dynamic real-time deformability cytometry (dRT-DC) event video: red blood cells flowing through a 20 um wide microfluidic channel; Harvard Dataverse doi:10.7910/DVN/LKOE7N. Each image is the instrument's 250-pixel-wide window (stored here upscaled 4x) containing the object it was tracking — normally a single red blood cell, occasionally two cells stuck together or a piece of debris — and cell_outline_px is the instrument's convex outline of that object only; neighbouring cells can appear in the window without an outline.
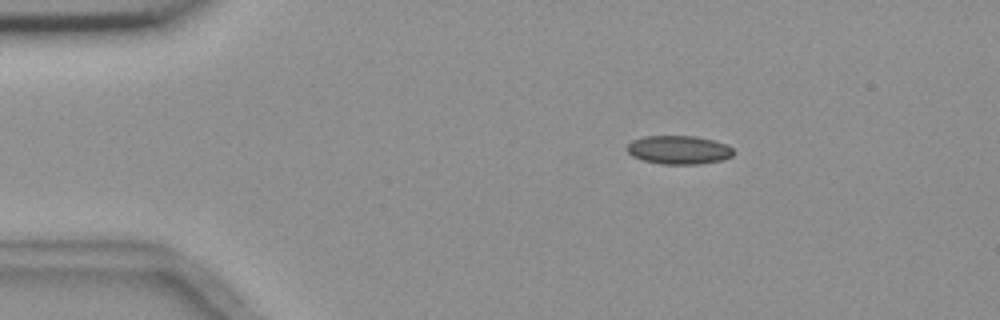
{"species": "common noctule bat (a hibernating species)", "species_latin": "Nyctalus noctula", "temperature_condition": "room temperature", "stored_images_in_passage": 4, "camera_frame_rate_fps": 3000, "um_per_image_px": 0.085, "animal": {"sex": "female", "body_mass_g": 18.4}, "frame": {"image": 1, "passage_image": 2, "time_ms": 1.333, "image_size_px": [1000, 320], "cell_outline_px": [[732, 156], [720, 160], [696, 164], [660, 164], [644, 160], [632, 156], [624, 148], [632, 140], [644, 136], [692, 136], [712, 140], [728, 144], [732, 148]], "centroid_in_image_um": [57.65, 12.73], "position_along_channel_um": 27.4, "area_um2": 17.63}}
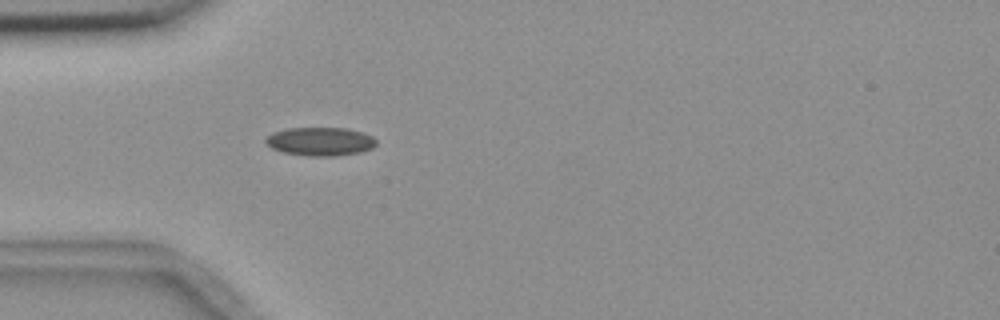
{"frame": {"image": 2, "passage_image": 4, "time_ms": 3.667, "image_size_px": [1000, 320], "cell_outline_px": [[376, 144], [372, 148], [360, 152], [336, 156], [308, 156], [284, 152], [272, 148], [264, 140], [272, 132], [288, 128], [348, 128], [372, 136], [376, 140]], "centroid_in_image_um": [27.22, 12.02], "position_along_channel_um": 57.8, "area_um2": 18.26}}